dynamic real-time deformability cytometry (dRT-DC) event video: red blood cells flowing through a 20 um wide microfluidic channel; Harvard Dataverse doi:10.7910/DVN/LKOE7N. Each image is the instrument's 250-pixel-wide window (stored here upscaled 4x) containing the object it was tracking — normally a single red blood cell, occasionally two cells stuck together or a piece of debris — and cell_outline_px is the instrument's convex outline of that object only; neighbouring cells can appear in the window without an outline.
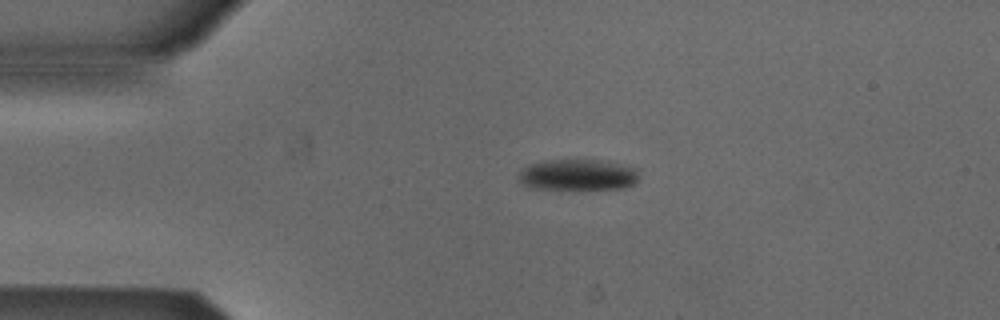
{"species": "Egyptian fruit bat (a non-hibernating species)", "species_latin": "Rousettus aegyptiacus", "temperature_condition": "cold", "stored_images_in_passage": 43, "camera_frame_rate_fps": 3000, "um_per_image_px": 0.085, "animal": {"sex": "male"}, "frame": {"image": 1, "passage_image": 1, "time_ms": 0.0, "image_size_px": [1000, 320], "cell_outline_px": [[636, 180], [632, 184], [624, 188], [532, 188], [524, 184], [520, 180], [520, 172], [528, 164], [544, 160], [608, 160], [636, 168]], "centroid_in_image_um": [49.11, 14.83], "position_along_channel_um": 35.9, "area_um2": 21.39}}
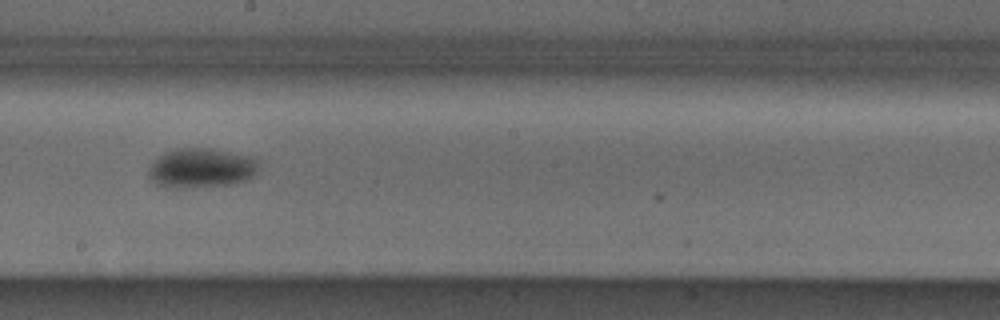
{"frame": {"image": 2, "passage_image": 19, "time_ms": 6.0, "image_size_px": [1000, 320], "cell_outline_px": [[256, 168], [252, 176], [244, 180], [232, 184], [192, 188], [172, 188], [156, 184], [148, 176], [148, 168], [160, 156], [168, 152], [180, 148], [212, 148], [248, 156], [256, 160]], "centroid_in_image_um": [17.06, 14.3], "position_along_channel_um": 231.1, "area_um2": 25.03}}
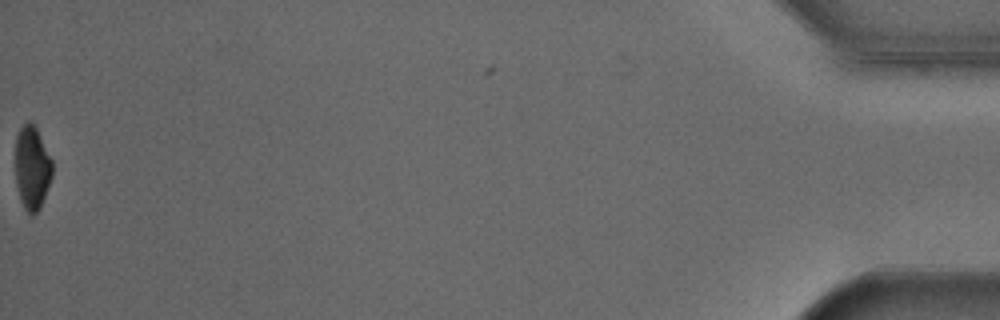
{"frame": {"image": 3, "passage_image": 43, "time_ms": 14.0, "image_size_px": [1000, 320], "cell_outline_px": [[52, 176], [40, 208], [32, 216], [24, 208], [20, 200], [16, 184], [16, 136], [20, 128], [28, 120], [36, 128], [52, 160]], "centroid_in_image_um": [2.72, 14.28], "position_along_channel_um": 432.5, "area_um2": 17.8}, "authors_computed_cell_mechanics": {"area_um2": 23.4668, "velocity_mm_per_s": 3.8604, "shape_relaxation_time_tau1_ms": 2.2506, "shape_relaxation_time_tau2_ms": null, "deformation_change_tau1": 0.0845, "deformation_change_tau2": null}}